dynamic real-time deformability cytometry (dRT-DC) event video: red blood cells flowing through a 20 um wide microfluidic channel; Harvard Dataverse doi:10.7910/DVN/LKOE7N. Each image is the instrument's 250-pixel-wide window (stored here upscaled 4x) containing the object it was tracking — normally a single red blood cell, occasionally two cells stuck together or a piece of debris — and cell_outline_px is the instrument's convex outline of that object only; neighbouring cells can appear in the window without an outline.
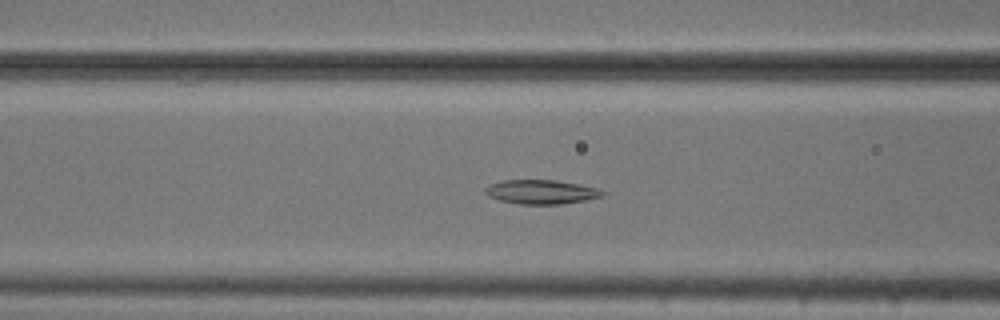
{"species": "common noctule bat (a hibernating species)", "species_latin": "Nyctalus noctula", "temperature_condition": "cold", "stored_images_in_passage": 53, "camera_frame_rate_fps": 3000, "um_per_image_px": 0.085, "animal": {"sex": "male", "body_mass_g": 20.5, "forearm_length_mm": 52.5}, "frame": {"image": 1, "passage_image": 21, "time_ms": 6.667, "image_size_px": [1000, 320], "cell_outline_px": [[604, 192], [600, 196], [584, 200], [560, 204], [520, 204], [500, 200], [488, 196], [484, 192], [484, 188], [492, 184], [504, 180], [556, 180], [580, 184], [596, 188]], "centroid_in_image_um": [45.96, 16.31], "position_along_channel_um": 120.6, "area_um2": 16.24}}
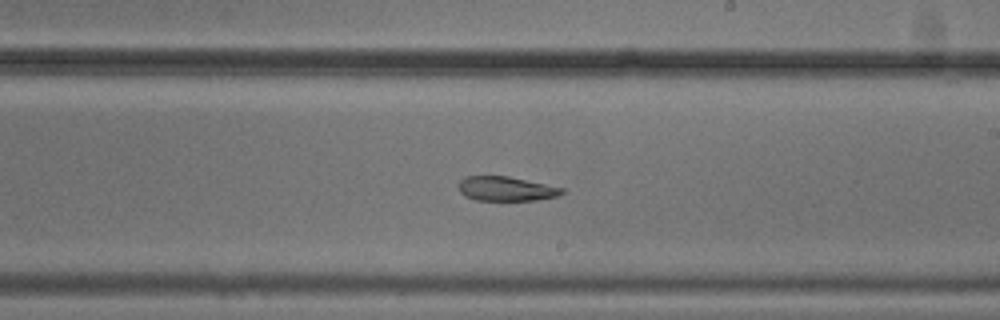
{"frame": {"image": 2, "passage_image": 31, "time_ms": 10.0, "image_size_px": [1000, 320], "cell_outline_px": [[564, 192], [556, 196], [536, 200], [476, 200], [464, 196], [460, 192], [460, 180], [464, 176], [508, 176], [564, 188]], "centroid_in_image_um": [43.0, 16.04], "position_along_channel_um": 246.0, "area_um2": 14.57}}
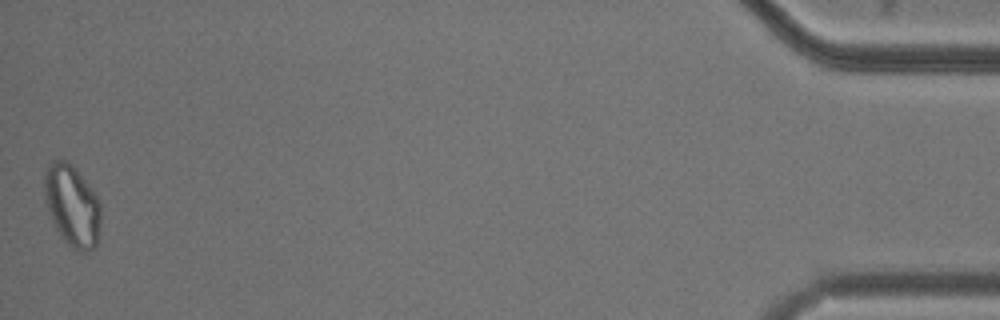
{"frame": {"image": 3, "passage_image": 53, "time_ms": 17.333, "image_size_px": [1000, 320], "cell_outline_px": [[100, 220], [96, 248], [88, 252], [80, 252], [72, 248], [60, 236], [56, 228], [44, 200], [44, 176], [48, 164], [52, 160], [64, 160], [72, 164], [96, 196], [100, 204]], "centroid_in_image_um": [6.12, 17.5], "position_along_channel_um": 429.1, "area_um2": 26.65}, "authors_computed_cell_mechanics": {"area_um2": 18.3804, "velocity_mm_per_s": 3.7679, "shape_relaxation_time_tau1_ms": null, "shape_relaxation_time_tau2_ms": 4.3962, "deformation_change_tau1": null, "deformation_change_tau2": 0.0988}}